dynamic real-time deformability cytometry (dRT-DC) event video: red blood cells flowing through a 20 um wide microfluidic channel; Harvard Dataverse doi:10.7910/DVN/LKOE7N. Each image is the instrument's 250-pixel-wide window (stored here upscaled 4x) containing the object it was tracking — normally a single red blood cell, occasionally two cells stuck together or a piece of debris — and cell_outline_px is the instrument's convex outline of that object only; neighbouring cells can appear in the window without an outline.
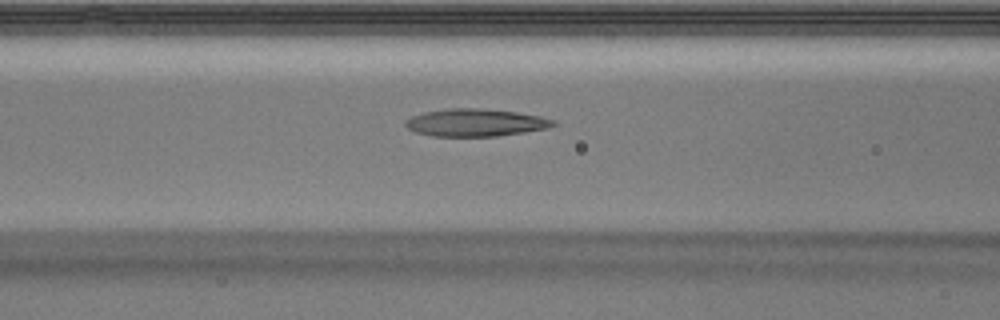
{"species": "Egyptian fruit bat (a non-hibernating species)", "species_latin": "Rousettus aegyptiacus", "temperature_condition": "warm", "stored_images_in_passage": 36, "camera_frame_rate_fps": 3000, "um_per_image_px": 0.085, "animal": {"sex": "male"}, "frame": {"image": 1, "passage_image": 11, "time_ms": 3.333, "image_size_px": [1000, 320], "cell_outline_px": [[560, 124], [548, 128], [524, 132], [496, 136], [432, 136], [416, 132], [408, 128], [404, 124], [404, 120], [412, 116], [424, 112], [448, 108], [480, 108], [516, 112], [540, 116], [556, 120]], "centroid_in_image_um": [40.44, 10.42], "position_along_channel_um": 126.2, "area_um2": 23.81}}